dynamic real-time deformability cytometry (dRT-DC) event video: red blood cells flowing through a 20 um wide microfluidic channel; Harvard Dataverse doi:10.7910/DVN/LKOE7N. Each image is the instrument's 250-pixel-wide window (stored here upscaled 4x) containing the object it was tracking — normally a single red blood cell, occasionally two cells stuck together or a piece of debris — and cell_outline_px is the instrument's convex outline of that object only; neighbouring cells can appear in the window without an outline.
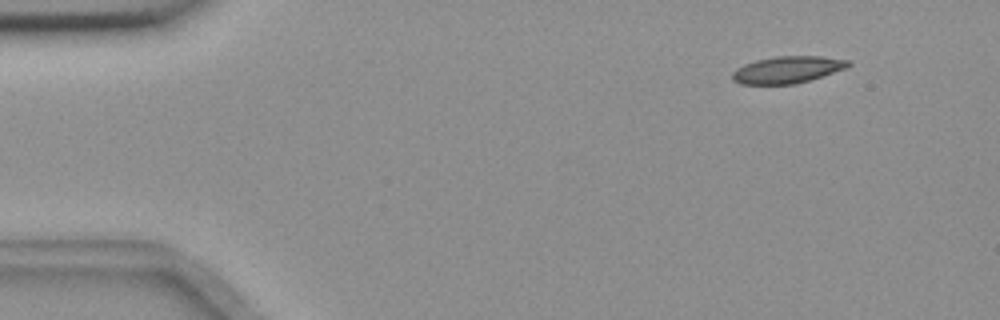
{"species": "common noctule bat (a hibernating species)", "species_latin": "Nyctalus noctula", "temperature_condition": "room temperature", "stored_images_in_passage": 4, "camera_frame_rate_fps": 3000, "um_per_image_px": 0.085, "animal": {"sex": "female", "body_mass_g": 18.4}, "frame": {"image": 1, "passage_image": 2, "time_ms": 0.333, "image_size_px": [1000, 320], "cell_outline_px": [[852, 64], [848, 68], [812, 80], [796, 84], [740, 84], [732, 80], [732, 72], [736, 68], [744, 64], [756, 60], [776, 56], [820, 56], [848, 60]], "centroid_in_image_um": [66.95, 5.93], "position_along_channel_um": 18.0, "area_um2": 18.44}}